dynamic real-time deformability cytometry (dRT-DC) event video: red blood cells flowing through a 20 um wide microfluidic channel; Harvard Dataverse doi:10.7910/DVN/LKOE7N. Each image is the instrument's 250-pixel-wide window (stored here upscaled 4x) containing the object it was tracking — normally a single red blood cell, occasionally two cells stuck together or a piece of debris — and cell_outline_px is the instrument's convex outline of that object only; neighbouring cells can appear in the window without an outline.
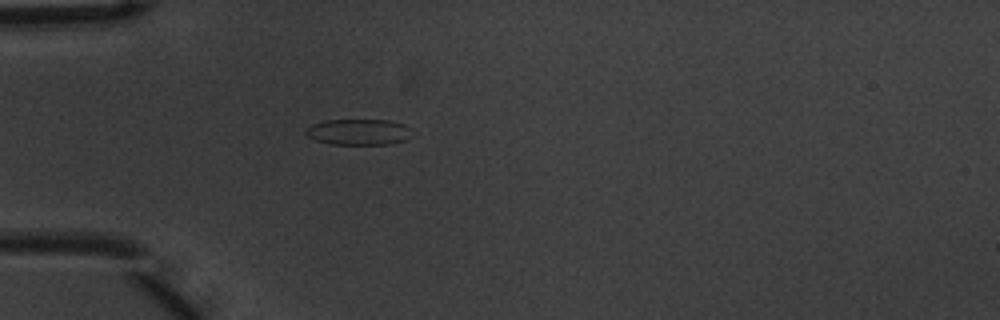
{"species": "common noctule bat (a hibernating species)", "species_latin": "Nyctalus noctula", "temperature_condition": "warm", "stored_images_in_passage": 1, "camera_frame_rate_fps": 3000, "um_per_image_px": 0.085, "animal": {"sex": "male", "body_mass_g": 20.1, "forearm_length_mm": 53.5}, "frame": {"image": 1, "passage_image": 1, "time_ms": 0.0, "image_size_px": [1000, 320], "cell_outline_px": [[412, 136], [408, 140], [392, 144], [332, 144], [316, 140], [308, 136], [304, 132], [312, 124], [324, 120], [388, 120], [404, 124]], "centroid_in_image_um": [30.49, 11.22], "position_along_channel_um": 54.5, "area_um2": 16.01}}